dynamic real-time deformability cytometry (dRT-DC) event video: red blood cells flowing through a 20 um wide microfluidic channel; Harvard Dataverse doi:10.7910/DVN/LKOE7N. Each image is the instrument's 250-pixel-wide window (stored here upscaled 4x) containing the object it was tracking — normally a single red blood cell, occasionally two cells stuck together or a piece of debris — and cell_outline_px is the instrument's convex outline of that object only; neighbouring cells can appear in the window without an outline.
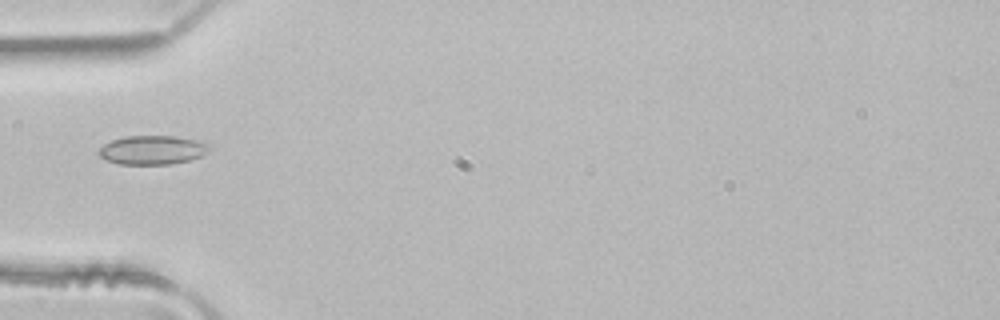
{"species": "common noctule bat (a hibernating species)", "species_latin": "Nyctalus noctula", "temperature_condition": "room temperature", "stored_images_in_passage": 4, "camera_frame_rate_fps": 3000, "um_per_image_px": 0.085, "animal": {"sex": "male", "body_mass_g": 21.5, "forearm_length_mm": 52.0}, "frame": {"image": 1, "passage_image": 4, "time_ms": 1.0, "image_size_px": [1000, 320], "cell_outline_px": [[212, 148], [208, 152], [200, 156], [188, 160], [172, 164], [120, 164], [108, 160], [100, 156], [96, 152], [104, 144], [112, 140], [124, 136], [176, 136], [196, 140], [212, 144]], "centroid_in_image_um": [12.98, 12.74], "position_along_channel_um": 72.0, "area_um2": 18.73}}